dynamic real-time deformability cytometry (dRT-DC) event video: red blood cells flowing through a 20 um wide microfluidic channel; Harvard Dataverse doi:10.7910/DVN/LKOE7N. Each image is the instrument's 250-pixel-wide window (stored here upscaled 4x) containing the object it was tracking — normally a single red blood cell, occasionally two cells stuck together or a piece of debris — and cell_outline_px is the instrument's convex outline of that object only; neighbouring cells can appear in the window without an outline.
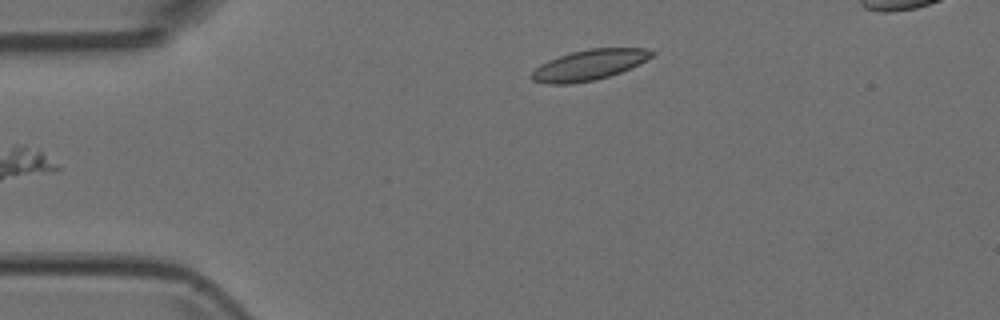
{"species": "Egyptian fruit bat (a non-hibernating species)", "species_latin": "Rousettus aegyptiacus", "temperature_condition": "room temperature", "stored_images_in_passage": 3, "segment_of_instrument_passage": [2, 2], "camera_frame_rate_fps": 3000, "um_per_image_px": 0.085, "animal": {"sex": "female"}, "frame": {"image": 1, "passage_image": 3, "time_ms": 0.667, "image_size_px": [1000, 320], "cell_outline_px": [[656, 52], [652, 56], [620, 72], [596, 80], [572, 84], [548, 84], [532, 80], [532, 72], [540, 64], [548, 60], [572, 52], [588, 48], [644, 48]], "centroid_in_image_um": [50.04, 5.52], "position_along_channel_um": 35.0, "area_um2": 21.04}}